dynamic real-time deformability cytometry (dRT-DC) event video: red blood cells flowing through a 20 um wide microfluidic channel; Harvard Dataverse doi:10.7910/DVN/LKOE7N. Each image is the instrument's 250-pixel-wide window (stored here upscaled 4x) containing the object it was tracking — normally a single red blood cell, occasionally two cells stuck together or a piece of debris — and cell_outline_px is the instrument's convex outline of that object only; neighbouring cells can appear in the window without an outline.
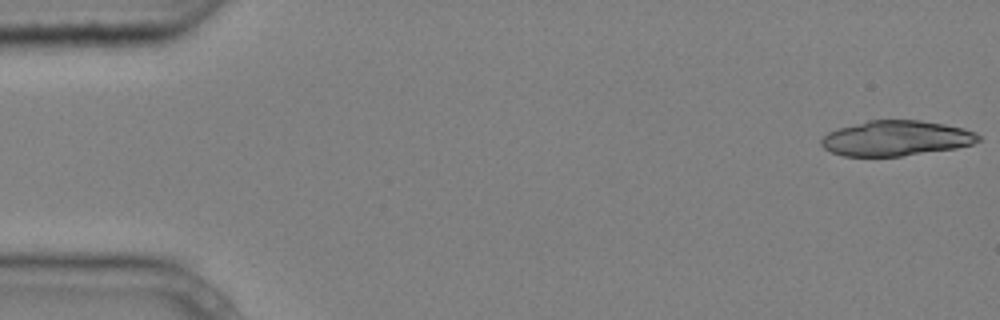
{"species": "common noctule bat (a hibernating species)", "species_latin": "Nyctalus noctula", "temperature_condition": "cold", "stored_images_in_passage": 5, "camera_frame_rate_fps": 3000, "um_per_image_px": 0.085, "animal": {"sex": "male", "body_mass_g": 20.4}, "frame": {"image": 1, "passage_image": 1, "time_ms": 0.0, "image_size_px": [1000, 320], "cell_outline_px": [[980, 140], [972, 144], [956, 148], [900, 156], [844, 156], [832, 152], [824, 148], [820, 144], [820, 140], [828, 132], [840, 128], [868, 120], [920, 120], [944, 124], [964, 128], [976, 132], [980, 136]], "centroid_in_image_um": [76.18, 11.75], "position_along_channel_um": 8.8, "area_um2": 32.14}}